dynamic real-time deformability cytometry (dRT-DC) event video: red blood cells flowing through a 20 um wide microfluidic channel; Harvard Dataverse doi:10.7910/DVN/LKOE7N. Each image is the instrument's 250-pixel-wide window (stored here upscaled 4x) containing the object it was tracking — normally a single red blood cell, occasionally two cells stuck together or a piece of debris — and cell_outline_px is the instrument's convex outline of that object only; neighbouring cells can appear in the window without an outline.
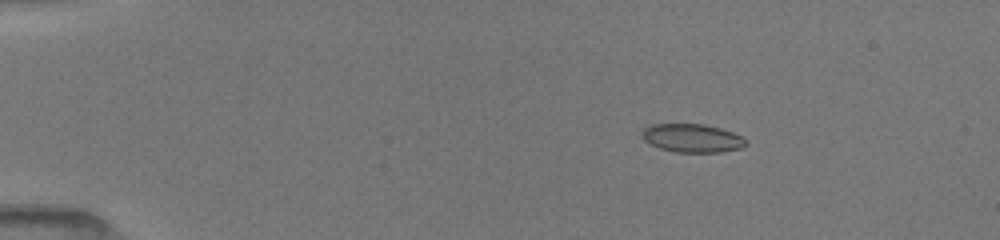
{"species": "common noctule bat (a hibernating species)", "species_latin": "Nyctalus noctula", "temperature_condition": "room temperature", "stored_images_in_passage": 52, "camera_frame_rate_fps": 3000, "um_per_image_px": 0.085, "animal": {"sex": "female", "body_mass_g": 19.5, "forearm_length_mm": 54.1}, "frame": {"image": 1, "passage_image": 9, "time_ms": 2.667, "image_size_px": [1000, 240], "cell_outline_px": [[748, 144], [740, 148], [720, 152], [676, 152], [660, 148], [644, 140], [640, 132], [644, 128], [652, 124], [704, 124], [720, 128], [732, 132], [740, 136]], "centroid_in_image_um": [58.81, 11.73], "position_along_channel_um": 26.2, "area_um2": 17.05}}
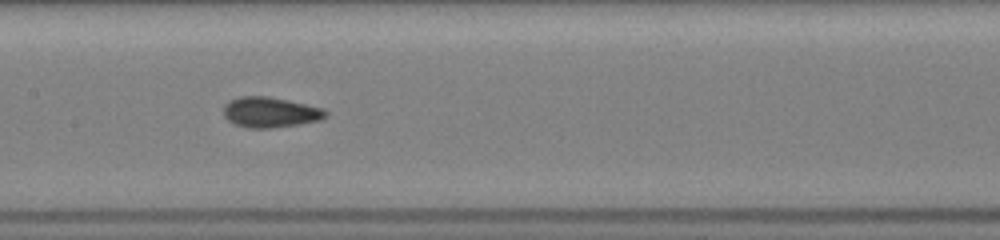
{"frame": {"image": 2, "passage_image": 27, "time_ms": 8.667, "image_size_px": [1000, 240], "cell_outline_px": [[328, 116], [320, 120], [300, 124], [272, 128], [248, 128], [236, 124], [228, 120], [224, 116], [224, 104], [228, 100], [240, 96], [268, 96], [288, 100], [324, 108], [328, 112]], "centroid_in_image_um": [22.98, 9.54], "position_along_channel_um": 184.4, "area_um2": 18.26}}
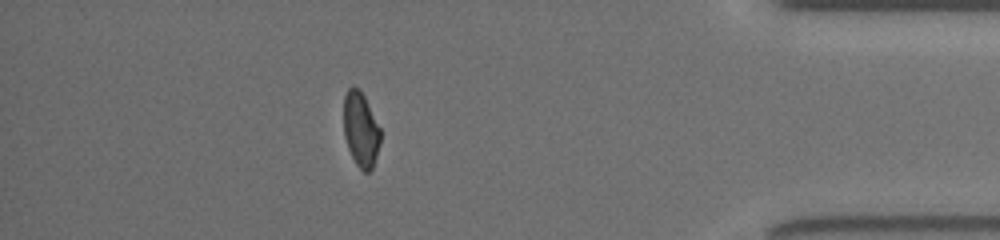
{"frame": {"image": 3, "passage_image": 46, "time_ms": 15.0, "image_size_px": [1000, 240], "cell_outline_px": [[380, 144], [372, 168], [368, 172], [364, 172], [356, 164], [348, 148], [344, 136], [344, 96], [348, 88], [360, 88], [380, 128]], "centroid_in_image_um": [30.66, 11.01], "position_along_channel_um": 404.5, "area_um2": 15.84}, "authors_computed_cell_mechanics": {"area_um2": 17.2244, "velocity_mm_per_s": 4.0478, "shape_relaxation_time_tau1_ms": 10.7788, "shape_relaxation_time_tau2_ms": 1.153, "deformation_change_tau1": 0.1916, "deformation_change_tau2": 0.0542}}